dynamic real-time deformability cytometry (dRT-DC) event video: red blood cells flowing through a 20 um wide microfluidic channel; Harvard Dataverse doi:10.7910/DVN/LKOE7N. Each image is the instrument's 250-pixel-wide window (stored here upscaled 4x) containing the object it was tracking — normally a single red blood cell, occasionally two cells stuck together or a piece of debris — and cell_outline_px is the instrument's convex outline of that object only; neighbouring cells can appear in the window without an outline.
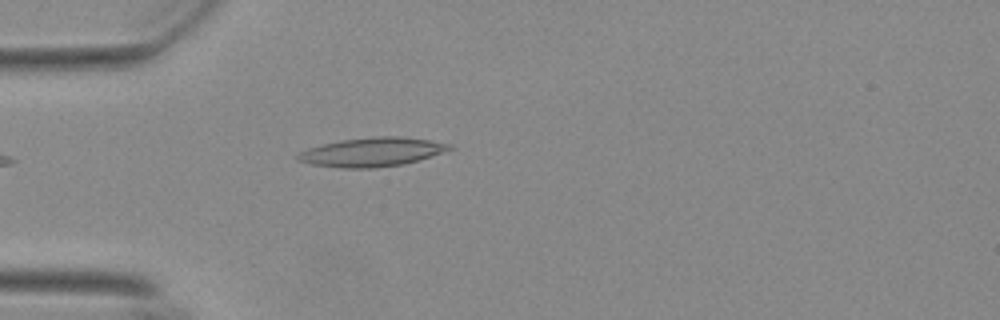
{"species": "Egyptian fruit bat (a non-hibernating species)", "species_latin": "Rousettus aegyptiacus", "temperature_condition": "warm", "stored_images_in_passage": 5, "camera_frame_rate_fps": 3000, "um_per_image_px": 0.085, "animal": {"sex": "female"}, "frame": {"image": 1, "passage_image": 1, "time_ms": 0.0, "image_size_px": [1000, 320], "cell_outline_px": [[456, 148], [444, 152], [416, 160], [400, 164], [372, 168], [344, 168], [312, 164], [296, 160], [296, 156], [300, 152], [308, 148], [340, 140], [372, 136], [400, 136], [428, 140], [452, 144]], "centroid_in_image_um": [31.62, 12.91], "position_along_channel_um": 53.4, "area_um2": 25.37}}